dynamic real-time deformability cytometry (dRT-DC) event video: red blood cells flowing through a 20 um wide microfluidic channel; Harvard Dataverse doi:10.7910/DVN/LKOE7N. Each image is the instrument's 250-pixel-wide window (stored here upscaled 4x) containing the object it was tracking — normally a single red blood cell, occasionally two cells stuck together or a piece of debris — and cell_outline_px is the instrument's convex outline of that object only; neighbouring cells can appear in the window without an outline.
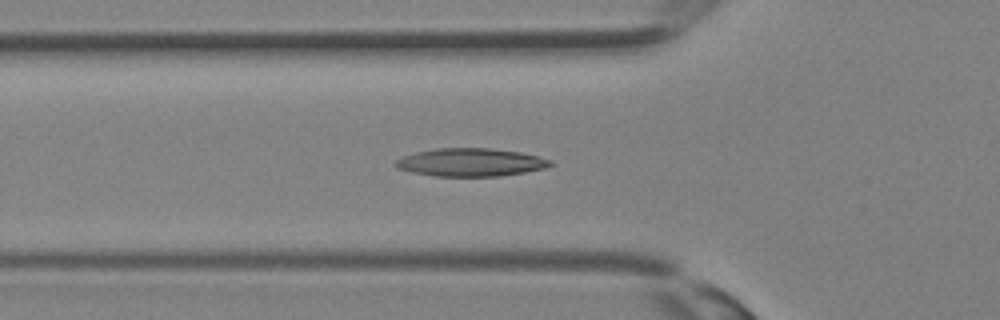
{"species": "Egyptian fruit bat (a non-hibernating species)", "species_latin": "Rousettus aegyptiacus", "temperature_condition": "room temperature", "stored_images_in_passage": 23, "camera_frame_rate_fps": 3000, "um_per_image_px": 0.085, "animal": {"sex": "female"}, "frame": {"image": 1, "passage_image": 2, "time_ms": 0.333, "image_size_px": [1000, 320], "cell_outline_px": [[552, 164], [544, 168], [524, 172], [496, 176], [436, 176], [412, 172], [396, 168], [392, 164], [396, 160], [404, 156], [416, 152], [436, 148], [488, 148], [520, 152], [552, 160]], "centroid_in_image_um": [39.96, 13.79], "position_along_channel_um": 85.8, "area_um2": 25.09}}
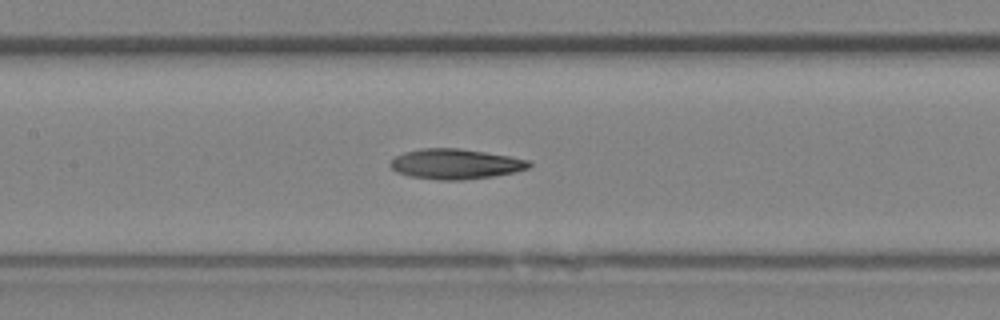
{"frame": {"image": 2, "passage_image": 6, "time_ms": 1.667, "image_size_px": [1000, 320], "cell_outline_px": [[532, 164], [528, 168], [512, 172], [492, 176], [460, 180], [440, 180], [408, 176], [396, 172], [388, 164], [396, 156], [404, 152], [420, 148], [460, 148], [532, 160]], "centroid_in_image_um": [38.69, 13.93], "position_along_channel_um": 168.7, "area_um2": 24.33}}
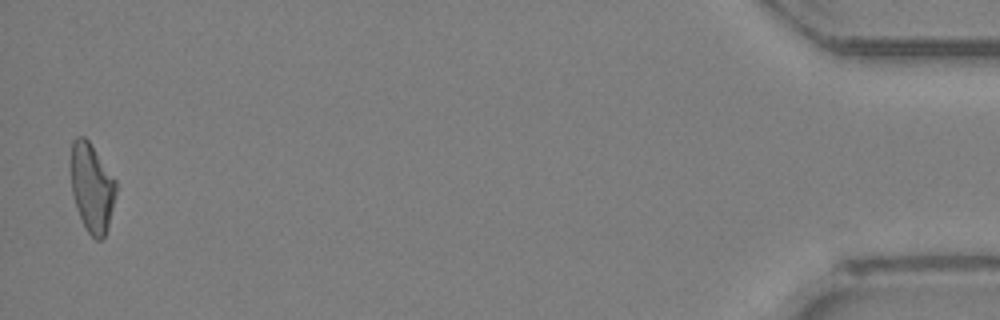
{"frame": {"image": 3, "passage_image": 23, "time_ms": 7.333, "image_size_px": [1000, 320], "cell_outline_px": [[116, 192], [108, 228], [104, 236], [100, 240], [96, 240], [88, 232], [76, 208], [72, 192], [72, 140], [76, 136], [84, 136], [88, 140], [116, 180]], "centroid_in_image_um": [7.82, 15.95], "position_along_channel_um": 427.4, "area_um2": 22.95}}